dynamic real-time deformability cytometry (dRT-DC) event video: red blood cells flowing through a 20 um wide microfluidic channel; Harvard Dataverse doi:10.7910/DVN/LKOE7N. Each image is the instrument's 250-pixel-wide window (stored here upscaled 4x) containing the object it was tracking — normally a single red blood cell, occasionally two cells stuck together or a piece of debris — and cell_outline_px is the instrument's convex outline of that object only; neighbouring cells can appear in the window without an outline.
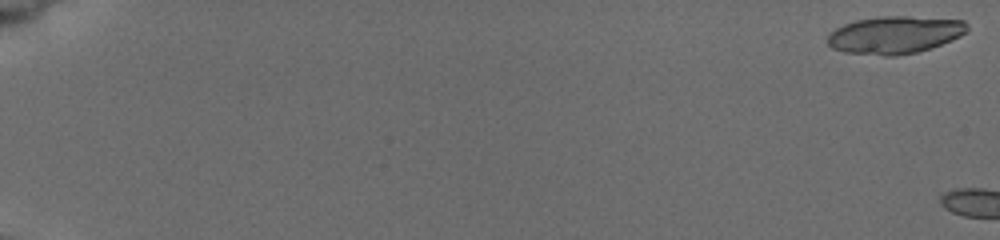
{"species": "common noctule bat (a hibernating species)", "species_latin": "Nyctalus noctula", "temperature_condition": "cold", "stored_images_in_passage": 2, "camera_frame_rate_fps": 3000, "um_per_image_px": 0.085, "animal": {"sex": "female", "body_mass_g": 19.5, "forearm_length_mm": 54.1}, "frame": {"image": 1, "passage_image": 1, "time_ms": 0.0, "image_size_px": [1000, 240], "cell_outline_px": [[968, 32], [960, 36], [940, 44], [916, 52], [896, 56], [884, 56], [844, 52], [832, 48], [828, 44], [828, 32], [844, 24], [856, 20], [880, 16], [908, 16], [964, 20], [968, 24]], "centroid_in_image_um": [76.04, 2.96], "position_along_channel_um": 9.0, "area_um2": 30.58}}